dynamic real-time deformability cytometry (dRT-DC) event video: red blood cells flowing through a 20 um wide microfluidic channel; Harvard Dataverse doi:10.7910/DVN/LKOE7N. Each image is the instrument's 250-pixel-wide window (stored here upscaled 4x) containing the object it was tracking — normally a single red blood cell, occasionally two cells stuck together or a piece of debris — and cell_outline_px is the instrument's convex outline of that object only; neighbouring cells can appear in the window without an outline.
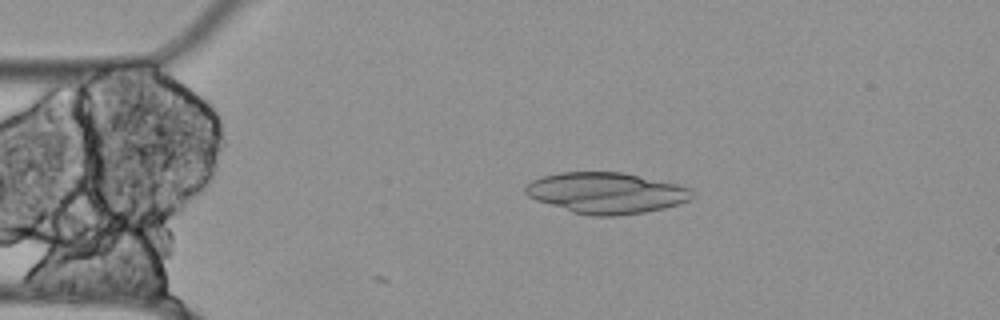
{"species": "Egyptian fruit bat (a non-hibernating species)", "species_latin": "Rousettus aegyptiacus", "temperature_condition": "cold", "stored_images_in_passage": 11, "camera_frame_rate_fps": 3000, "um_per_image_px": 0.085, "animal": {"sex": "female"}, "frame": {"image": 1, "passage_image": 11, "time_ms": 3.333, "image_size_px": [1000, 320], "cell_outline_px": [[696, 196], [692, 200], [680, 204], [664, 208], [644, 212], [616, 216], [592, 216], [572, 212], [536, 200], [528, 196], [524, 192], [524, 188], [532, 180], [544, 176], [560, 172], [624, 172], [676, 184], [688, 188]], "centroid_in_image_um": [51.55, 16.4], "position_along_channel_um": 33.5, "area_um2": 39.88}}